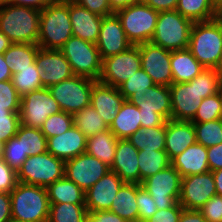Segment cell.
Listing matches in <instances>:
<instances>
[{"label":"cell","mask_w":222,"mask_h":222,"mask_svg":"<svg viewBox=\"0 0 222 222\" xmlns=\"http://www.w3.org/2000/svg\"><path fill=\"white\" fill-rule=\"evenodd\" d=\"M40 11L21 5L5 4L0 7V31L12 43L37 44Z\"/></svg>","instance_id":"6da1fadb"},{"label":"cell","mask_w":222,"mask_h":222,"mask_svg":"<svg viewBox=\"0 0 222 222\" xmlns=\"http://www.w3.org/2000/svg\"><path fill=\"white\" fill-rule=\"evenodd\" d=\"M188 49L203 67L215 69L222 56V17L194 22Z\"/></svg>","instance_id":"7a4b0ae2"},{"label":"cell","mask_w":222,"mask_h":222,"mask_svg":"<svg viewBox=\"0 0 222 222\" xmlns=\"http://www.w3.org/2000/svg\"><path fill=\"white\" fill-rule=\"evenodd\" d=\"M12 218L26 222H47L50 210L46 187L17 182L10 192Z\"/></svg>","instance_id":"3957f363"},{"label":"cell","mask_w":222,"mask_h":222,"mask_svg":"<svg viewBox=\"0 0 222 222\" xmlns=\"http://www.w3.org/2000/svg\"><path fill=\"white\" fill-rule=\"evenodd\" d=\"M72 36L69 4H49L40 11L37 41L40 48L60 50Z\"/></svg>","instance_id":"277c9868"},{"label":"cell","mask_w":222,"mask_h":222,"mask_svg":"<svg viewBox=\"0 0 222 222\" xmlns=\"http://www.w3.org/2000/svg\"><path fill=\"white\" fill-rule=\"evenodd\" d=\"M193 24L177 10L159 12L151 42L169 51L186 49Z\"/></svg>","instance_id":"5b68a950"},{"label":"cell","mask_w":222,"mask_h":222,"mask_svg":"<svg viewBox=\"0 0 222 222\" xmlns=\"http://www.w3.org/2000/svg\"><path fill=\"white\" fill-rule=\"evenodd\" d=\"M116 14L132 45L151 41L159 12L141 1L117 11Z\"/></svg>","instance_id":"8992f818"},{"label":"cell","mask_w":222,"mask_h":222,"mask_svg":"<svg viewBox=\"0 0 222 222\" xmlns=\"http://www.w3.org/2000/svg\"><path fill=\"white\" fill-rule=\"evenodd\" d=\"M65 176V161L45 152L28 156L17 171V181L47 187Z\"/></svg>","instance_id":"52a82bcc"},{"label":"cell","mask_w":222,"mask_h":222,"mask_svg":"<svg viewBox=\"0 0 222 222\" xmlns=\"http://www.w3.org/2000/svg\"><path fill=\"white\" fill-rule=\"evenodd\" d=\"M60 50L69 62L74 75L99 80L102 59L96 44L72 36Z\"/></svg>","instance_id":"ba28073f"},{"label":"cell","mask_w":222,"mask_h":222,"mask_svg":"<svg viewBox=\"0 0 222 222\" xmlns=\"http://www.w3.org/2000/svg\"><path fill=\"white\" fill-rule=\"evenodd\" d=\"M95 80L73 75L48 88L58 102L61 111L73 114L90 105L91 91Z\"/></svg>","instance_id":"9c48e42d"},{"label":"cell","mask_w":222,"mask_h":222,"mask_svg":"<svg viewBox=\"0 0 222 222\" xmlns=\"http://www.w3.org/2000/svg\"><path fill=\"white\" fill-rule=\"evenodd\" d=\"M182 177L172 166L148 177L141 185L152 196L158 210L175 205L180 197Z\"/></svg>","instance_id":"30bf717a"},{"label":"cell","mask_w":222,"mask_h":222,"mask_svg":"<svg viewBox=\"0 0 222 222\" xmlns=\"http://www.w3.org/2000/svg\"><path fill=\"white\" fill-rule=\"evenodd\" d=\"M141 69L138 45H132L117 55L102 59L100 82L119 88L137 70Z\"/></svg>","instance_id":"8fae6325"},{"label":"cell","mask_w":222,"mask_h":222,"mask_svg":"<svg viewBox=\"0 0 222 222\" xmlns=\"http://www.w3.org/2000/svg\"><path fill=\"white\" fill-rule=\"evenodd\" d=\"M58 112H61V108L48 88L32 91L21 97L19 117L21 124L25 126L40 129L50 115Z\"/></svg>","instance_id":"7c38bea8"},{"label":"cell","mask_w":222,"mask_h":222,"mask_svg":"<svg viewBox=\"0 0 222 222\" xmlns=\"http://www.w3.org/2000/svg\"><path fill=\"white\" fill-rule=\"evenodd\" d=\"M215 195H217V191L213 173L207 171L182 178L178 202L183 209L199 210Z\"/></svg>","instance_id":"4fadbf2b"},{"label":"cell","mask_w":222,"mask_h":222,"mask_svg":"<svg viewBox=\"0 0 222 222\" xmlns=\"http://www.w3.org/2000/svg\"><path fill=\"white\" fill-rule=\"evenodd\" d=\"M108 171H110L109 166L86 152L65 161V176L84 192Z\"/></svg>","instance_id":"5bb4252c"},{"label":"cell","mask_w":222,"mask_h":222,"mask_svg":"<svg viewBox=\"0 0 222 222\" xmlns=\"http://www.w3.org/2000/svg\"><path fill=\"white\" fill-rule=\"evenodd\" d=\"M141 68L151 77L155 85L170 86L173 76L170 67L171 51L151 41L139 44Z\"/></svg>","instance_id":"9a60e30c"},{"label":"cell","mask_w":222,"mask_h":222,"mask_svg":"<svg viewBox=\"0 0 222 222\" xmlns=\"http://www.w3.org/2000/svg\"><path fill=\"white\" fill-rule=\"evenodd\" d=\"M171 119L177 121H191L202 102V95L197 90V76L190 82L172 83Z\"/></svg>","instance_id":"2e32d148"},{"label":"cell","mask_w":222,"mask_h":222,"mask_svg":"<svg viewBox=\"0 0 222 222\" xmlns=\"http://www.w3.org/2000/svg\"><path fill=\"white\" fill-rule=\"evenodd\" d=\"M35 62L41 70L39 76L44 88H49L74 75L69 62L61 50L39 47Z\"/></svg>","instance_id":"e0dca14e"},{"label":"cell","mask_w":222,"mask_h":222,"mask_svg":"<svg viewBox=\"0 0 222 222\" xmlns=\"http://www.w3.org/2000/svg\"><path fill=\"white\" fill-rule=\"evenodd\" d=\"M96 46L101 59L117 55L132 46L116 13L103 17Z\"/></svg>","instance_id":"ac0fdd59"},{"label":"cell","mask_w":222,"mask_h":222,"mask_svg":"<svg viewBox=\"0 0 222 222\" xmlns=\"http://www.w3.org/2000/svg\"><path fill=\"white\" fill-rule=\"evenodd\" d=\"M124 182L114 172L108 171L85 192V206L88 212L109 210L113 199Z\"/></svg>","instance_id":"d6986e66"},{"label":"cell","mask_w":222,"mask_h":222,"mask_svg":"<svg viewBox=\"0 0 222 222\" xmlns=\"http://www.w3.org/2000/svg\"><path fill=\"white\" fill-rule=\"evenodd\" d=\"M125 100L118 88L98 80L94 82L90 105L100 114L108 126L114 121Z\"/></svg>","instance_id":"ffe728a7"},{"label":"cell","mask_w":222,"mask_h":222,"mask_svg":"<svg viewBox=\"0 0 222 222\" xmlns=\"http://www.w3.org/2000/svg\"><path fill=\"white\" fill-rule=\"evenodd\" d=\"M139 111L157 112L166 120L171 119V92L169 86L154 85L141 92H135L128 99Z\"/></svg>","instance_id":"44dd1931"},{"label":"cell","mask_w":222,"mask_h":222,"mask_svg":"<svg viewBox=\"0 0 222 222\" xmlns=\"http://www.w3.org/2000/svg\"><path fill=\"white\" fill-rule=\"evenodd\" d=\"M110 170L114 171L123 182L140 184L138 150L128 139H118Z\"/></svg>","instance_id":"7402d4cb"},{"label":"cell","mask_w":222,"mask_h":222,"mask_svg":"<svg viewBox=\"0 0 222 222\" xmlns=\"http://www.w3.org/2000/svg\"><path fill=\"white\" fill-rule=\"evenodd\" d=\"M87 138L76 127L72 126L61 135L47 139V152L67 161L86 152Z\"/></svg>","instance_id":"603a6c76"},{"label":"cell","mask_w":222,"mask_h":222,"mask_svg":"<svg viewBox=\"0 0 222 222\" xmlns=\"http://www.w3.org/2000/svg\"><path fill=\"white\" fill-rule=\"evenodd\" d=\"M69 15L73 36L96 44L103 17L90 12L76 2L69 4Z\"/></svg>","instance_id":"cb8c5ba5"},{"label":"cell","mask_w":222,"mask_h":222,"mask_svg":"<svg viewBox=\"0 0 222 222\" xmlns=\"http://www.w3.org/2000/svg\"><path fill=\"white\" fill-rule=\"evenodd\" d=\"M195 143V129L191 121H166L165 151L170 160Z\"/></svg>","instance_id":"d4e9b609"},{"label":"cell","mask_w":222,"mask_h":222,"mask_svg":"<svg viewBox=\"0 0 222 222\" xmlns=\"http://www.w3.org/2000/svg\"><path fill=\"white\" fill-rule=\"evenodd\" d=\"M171 165L179 172L182 178L210 171L207 148L202 144L195 143L174 157L171 160Z\"/></svg>","instance_id":"484cf974"},{"label":"cell","mask_w":222,"mask_h":222,"mask_svg":"<svg viewBox=\"0 0 222 222\" xmlns=\"http://www.w3.org/2000/svg\"><path fill=\"white\" fill-rule=\"evenodd\" d=\"M170 67L173 83L190 82L205 69L188 48L171 51Z\"/></svg>","instance_id":"4316f807"},{"label":"cell","mask_w":222,"mask_h":222,"mask_svg":"<svg viewBox=\"0 0 222 222\" xmlns=\"http://www.w3.org/2000/svg\"><path fill=\"white\" fill-rule=\"evenodd\" d=\"M137 183L124 182L113 199L111 211L127 222H139L137 207Z\"/></svg>","instance_id":"83f0119b"},{"label":"cell","mask_w":222,"mask_h":222,"mask_svg":"<svg viewBox=\"0 0 222 222\" xmlns=\"http://www.w3.org/2000/svg\"><path fill=\"white\" fill-rule=\"evenodd\" d=\"M141 129L140 111L137 106L125 100L109 126V130L117 139H127Z\"/></svg>","instance_id":"f1b7e54d"},{"label":"cell","mask_w":222,"mask_h":222,"mask_svg":"<svg viewBox=\"0 0 222 222\" xmlns=\"http://www.w3.org/2000/svg\"><path fill=\"white\" fill-rule=\"evenodd\" d=\"M50 204H85V192L66 176L47 187Z\"/></svg>","instance_id":"f546056e"},{"label":"cell","mask_w":222,"mask_h":222,"mask_svg":"<svg viewBox=\"0 0 222 222\" xmlns=\"http://www.w3.org/2000/svg\"><path fill=\"white\" fill-rule=\"evenodd\" d=\"M118 139L108 129L87 138L86 153L111 167L116 153Z\"/></svg>","instance_id":"4dcf8cb0"},{"label":"cell","mask_w":222,"mask_h":222,"mask_svg":"<svg viewBox=\"0 0 222 222\" xmlns=\"http://www.w3.org/2000/svg\"><path fill=\"white\" fill-rule=\"evenodd\" d=\"M176 10L193 22L209 21L218 17L217 0H178Z\"/></svg>","instance_id":"1f68e13d"},{"label":"cell","mask_w":222,"mask_h":222,"mask_svg":"<svg viewBox=\"0 0 222 222\" xmlns=\"http://www.w3.org/2000/svg\"><path fill=\"white\" fill-rule=\"evenodd\" d=\"M38 49L37 44L12 43L3 53L12 74L17 73L18 68L30 67L35 62Z\"/></svg>","instance_id":"d6a6232c"},{"label":"cell","mask_w":222,"mask_h":222,"mask_svg":"<svg viewBox=\"0 0 222 222\" xmlns=\"http://www.w3.org/2000/svg\"><path fill=\"white\" fill-rule=\"evenodd\" d=\"M166 123L161 126L141 128L132 134L128 141L137 149L165 150Z\"/></svg>","instance_id":"836d02e7"},{"label":"cell","mask_w":222,"mask_h":222,"mask_svg":"<svg viewBox=\"0 0 222 222\" xmlns=\"http://www.w3.org/2000/svg\"><path fill=\"white\" fill-rule=\"evenodd\" d=\"M171 165V160L165 150H138V166L140 170V184L148 177L160 172Z\"/></svg>","instance_id":"e575fe53"},{"label":"cell","mask_w":222,"mask_h":222,"mask_svg":"<svg viewBox=\"0 0 222 222\" xmlns=\"http://www.w3.org/2000/svg\"><path fill=\"white\" fill-rule=\"evenodd\" d=\"M72 118L73 125L76 126L86 138L109 129L105 120L91 105L84 107L81 111L73 113Z\"/></svg>","instance_id":"d590c367"},{"label":"cell","mask_w":222,"mask_h":222,"mask_svg":"<svg viewBox=\"0 0 222 222\" xmlns=\"http://www.w3.org/2000/svg\"><path fill=\"white\" fill-rule=\"evenodd\" d=\"M41 70L36 62L30 67L18 68V72L12 74V83L20 97L25 94L44 88L40 79Z\"/></svg>","instance_id":"8d00e7d4"},{"label":"cell","mask_w":222,"mask_h":222,"mask_svg":"<svg viewBox=\"0 0 222 222\" xmlns=\"http://www.w3.org/2000/svg\"><path fill=\"white\" fill-rule=\"evenodd\" d=\"M87 214L85 204H50L47 222H85Z\"/></svg>","instance_id":"74e56055"},{"label":"cell","mask_w":222,"mask_h":222,"mask_svg":"<svg viewBox=\"0 0 222 222\" xmlns=\"http://www.w3.org/2000/svg\"><path fill=\"white\" fill-rule=\"evenodd\" d=\"M18 140H22L26 148L27 156L38 155L47 152V138L41 129L20 124L16 133Z\"/></svg>","instance_id":"f35d334b"},{"label":"cell","mask_w":222,"mask_h":222,"mask_svg":"<svg viewBox=\"0 0 222 222\" xmlns=\"http://www.w3.org/2000/svg\"><path fill=\"white\" fill-rule=\"evenodd\" d=\"M196 143L208 148L222 143V120L193 123Z\"/></svg>","instance_id":"ab89813d"},{"label":"cell","mask_w":222,"mask_h":222,"mask_svg":"<svg viewBox=\"0 0 222 222\" xmlns=\"http://www.w3.org/2000/svg\"><path fill=\"white\" fill-rule=\"evenodd\" d=\"M20 103L12 80L0 81V117L19 116Z\"/></svg>","instance_id":"60d3db41"},{"label":"cell","mask_w":222,"mask_h":222,"mask_svg":"<svg viewBox=\"0 0 222 222\" xmlns=\"http://www.w3.org/2000/svg\"><path fill=\"white\" fill-rule=\"evenodd\" d=\"M221 90L211 96L204 98L199 105L192 123H203L220 119Z\"/></svg>","instance_id":"b9f144b4"},{"label":"cell","mask_w":222,"mask_h":222,"mask_svg":"<svg viewBox=\"0 0 222 222\" xmlns=\"http://www.w3.org/2000/svg\"><path fill=\"white\" fill-rule=\"evenodd\" d=\"M73 126L72 114L64 111L50 115L40 128L45 137L61 135Z\"/></svg>","instance_id":"7bdbcfd3"},{"label":"cell","mask_w":222,"mask_h":222,"mask_svg":"<svg viewBox=\"0 0 222 222\" xmlns=\"http://www.w3.org/2000/svg\"><path fill=\"white\" fill-rule=\"evenodd\" d=\"M3 160L16 172L28 158L22 140L15 136L4 144Z\"/></svg>","instance_id":"ee69618b"},{"label":"cell","mask_w":222,"mask_h":222,"mask_svg":"<svg viewBox=\"0 0 222 222\" xmlns=\"http://www.w3.org/2000/svg\"><path fill=\"white\" fill-rule=\"evenodd\" d=\"M155 83L151 77L141 68L128 78L118 89L120 94L127 100L135 92L147 90Z\"/></svg>","instance_id":"f6af8a7d"},{"label":"cell","mask_w":222,"mask_h":222,"mask_svg":"<svg viewBox=\"0 0 222 222\" xmlns=\"http://www.w3.org/2000/svg\"><path fill=\"white\" fill-rule=\"evenodd\" d=\"M222 89L220 78L213 68H205L197 75V90L202 99L218 93Z\"/></svg>","instance_id":"bcb514c9"},{"label":"cell","mask_w":222,"mask_h":222,"mask_svg":"<svg viewBox=\"0 0 222 222\" xmlns=\"http://www.w3.org/2000/svg\"><path fill=\"white\" fill-rule=\"evenodd\" d=\"M136 201L139 213V222H145L158 210L152 196L144 189L141 184H137Z\"/></svg>","instance_id":"7dc6e473"},{"label":"cell","mask_w":222,"mask_h":222,"mask_svg":"<svg viewBox=\"0 0 222 222\" xmlns=\"http://www.w3.org/2000/svg\"><path fill=\"white\" fill-rule=\"evenodd\" d=\"M199 211L207 222H222V196H213Z\"/></svg>","instance_id":"c3c4849f"},{"label":"cell","mask_w":222,"mask_h":222,"mask_svg":"<svg viewBox=\"0 0 222 222\" xmlns=\"http://www.w3.org/2000/svg\"><path fill=\"white\" fill-rule=\"evenodd\" d=\"M21 124L19 116L0 117V142L5 144L11 138L16 136Z\"/></svg>","instance_id":"681fc988"},{"label":"cell","mask_w":222,"mask_h":222,"mask_svg":"<svg viewBox=\"0 0 222 222\" xmlns=\"http://www.w3.org/2000/svg\"><path fill=\"white\" fill-rule=\"evenodd\" d=\"M17 182V172L0 158V192L10 193Z\"/></svg>","instance_id":"f907efd6"},{"label":"cell","mask_w":222,"mask_h":222,"mask_svg":"<svg viewBox=\"0 0 222 222\" xmlns=\"http://www.w3.org/2000/svg\"><path fill=\"white\" fill-rule=\"evenodd\" d=\"M183 207L177 202L168 209L157 210V212L145 222H178Z\"/></svg>","instance_id":"816d5d0a"},{"label":"cell","mask_w":222,"mask_h":222,"mask_svg":"<svg viewBox=\"0 0 222 222\" xmlns=\"http://www.w3.org/2000/svg\"><path fill=\"white\" fill-rule=\"evenodd\" d=\"M75 2L102 17L113 14L108 0H75Z\"/></svg>","instance_id":"f5cc1de1"},{"label":"cell","mask_w":222,"mask_h":222,"mask_svg":"<svg viewBox=\"0 0 222 222\" xmlns=\"http://www.w3.org/2000/svg\"><path fill=\"white\" fill-rule=\"evenodd\" d=\"M85 222H127L117 214L105 211L88 212L85 217Z\"/></svg>","instance_id":"db71d44e"},{"label":"cell","mask_w":222,"mask_h":222,"mask_svg":"<svg viewBox=\"0 0 222 222\" xmlns=\"http://www.w3.org/2000/svg\"><path fill=\"white\" fill-rule=\"evenodd\" d=\"M166 119L157 112L140 111L141 128L161 126L166 123Z\"/></svg>","instance_id":"11a10c76"},{"label":"cell","mask_w":222,"mask_h":222,"mask_svg":"<svg viewBox=\"0 0 222 222\" xmlns=\"http://www.w3.org/2000/svg\"><path fill=\"white\" fill-rule=\"evenodd\" d=\"M207 156L210 171L222 169V143L208 147Z\"/></svg>","instance_id":"9f6ffc18"},{"label":"cell","mask_w":222,"mask_h":222,"mask_svg":"<svg viewBox=\"0 0 222 222\" xmlns=\"http://www.w3.org/2000/svg\"><path fill=\"white\" fill-rule=\"evenodd\" d=\"M12 218L10 193L0 192V222H7Z\"/></svg>","instance_id":"6f0895ef"},{"label":"cell","mask_w":222,"mask_h":222,"mask_svg":"<svg viewBox=\"0 0 222 222\" xmlns=\"http://www.w3.org/2000/svg\"><path fill=\"white\" fill-rule=\"evenodd\" d=\"M157 12L176 10L178 0H142Z\"/></svg>","instance_id":"680465c9"},{"label":"cell","mask_w":222,"mask_h":222,"mask_svg":"<svg viewBox=\"0 0 222 222\" xmlns=\"http://www.w3.org/2000/svg\"><path fill=\"white\" fill-rule=\"evenodd\" d=\"M178 222H207L199 210L183 209Z\"/></svg>","instance_id":"91938a15"},{"label":"cell","mask_w":222,"mask_h":222,"mask_svg":"<svg viewBox=\"0 0 222 222\" xmlns=\"http://www.w3.org/2000/svg\"><path fill=\"white\" fill-rule=\"evenodd\" d=\"M9 4L31 7L41 11L49 5V0H8Z\"/></svg>","instance_id":"94428289"},{"label":"cell","mask_w":222,"mask_h":222,"mask_svg":"<svg viewBox=\"0 0 222 222\" xmlns=\"http://www.w3.org/2000/svg\"><path fill=\"white\" fill-rule=\"evenodd\" d=\"M142 0H108L111 11L116 13L117 11L124 9L134 3L141 2Z\"/></svg>","instance_id":"6125c7cd"},{"label":"cell","mask_w":222,"mask_h":222,"mask_svg":"<svg viewBox=\"0 0 222 222\" xmlns=\"http://www.w3.org/2000/svg\"><path fill=\"white\" fill-rule=\"evenodd\" d=\"M12 79V72L4 60V55L0 54V81Z\"/></svg>","instance_id":"be15d7a7"},{"label":"cell","mask_w":222,"mask_h":222,"mask_svg":"<svg viewBox=\"0 0 222 222\" xmlns=\"http://www.w3.org/2000/svg\"><path fill=\"white\" fill-rule=\"evenodd\" d=\"M213 178L216 186L217 195L222 196V169L213 171Z\"/></svg>","instance_id":"e7e4bbea"},{"label":"cell","mask_w":222,"mask_h":222,"mask_svg":"<svg viewBox=\"0 0 222 222\" xmlns=\"http://www.w3.org/2000/svg\"><path fill=\"white\" fill-rule=\"evenodd\" d=\"M12 44L10 39L0 31V54H3Z\"/></svg>","instance_id":"03108f58"},{"label":"cell","mask_w":222,"mask_h":222,"mask_svg":"<svg viewBox=\"0 0 222 222\" xmlns=\"http://www.w3.org/2000/svg\"><path fill=\"white\" fill-rule=\"evenodd\" d=\"M215 71L217 72V74H218V76L220 78L221 84H222V56H221V58L219 60L218 65L215 68Z\"/></svg>","instance_id":"003e7915"},{"label":"cell","mask_w":222,"mask_h":222,"mask_svg":"<svg viewBox=\"0 0 222 222\" xmlns=\"http://www.w3.org/2000/svg\"><path fill=\"white\" fill-rule=\"evenodd\" d=\"M75 2V0H49V4H70Z\"/></svg>","instance_id":"a7ac6f4b"},{"label":"cell","mask_w":222,"mask_h":222,"mask_svg":"<svg viewBox=\"0 0 222 222\" xmlns=\"http://www.w3.org/2000/svg\"><path fill=\"white\" fill-rule=\"evenodd\" d=\"M218 16L222 17V0H217Z\"/></svg>","instance_id":"89a4df30"},{"label":"cell","mask_w":222,"mask_h":222,"mask_svg":"<svg viewBox=\"0 0 222 222\" xmlns=\"http://www.w3.org/2000/svg\"><path fill=\"white\" fill-rule=\"evenodd\" d=\"M3 148H4V144L0 142V158H3V150H4Z\"/></svg>","instance_id":"2644e50d"},{"label":"cell","mask_w":222,"mask_h":222,"mask_svg":"<svg viewBox=\"0 0 222 222\" xmlns=\"http://www.w3.org/2000/svg\"><path fill=\"white\" fill-rule=\"evenodd\" d=\"M7 222H26V221H20V220L14 219V218H10Z\"/></svg>","instance_id":"8c879c8a"},{"label":"cell","mask_w":222,"mask_h":222,"mask_svg":"<svg viewBox=\"0 0 222 222\" xmlns=\"http://www.w3.org/2000/svg\"><path fill=\"white\" fill-rule=\"evenodd\" d=\"M8 0H0V7L4 6L7 4Z\"/></svg>","instance_id":"753ad0ef"},{"label":"cell","mask_w":222,"mask_h":222,"mask_svg":"<svg viewBox=\"0 0 222 222\" xmlns=\"http://www.w3.org/2000/svg\"><path fill=\"white\" fill-rule=\"evenodd\" d=\"M220 119L222 120V89H221V110H220Z\"/></svg>","instance_id":"34e18365"}]
</instances>
